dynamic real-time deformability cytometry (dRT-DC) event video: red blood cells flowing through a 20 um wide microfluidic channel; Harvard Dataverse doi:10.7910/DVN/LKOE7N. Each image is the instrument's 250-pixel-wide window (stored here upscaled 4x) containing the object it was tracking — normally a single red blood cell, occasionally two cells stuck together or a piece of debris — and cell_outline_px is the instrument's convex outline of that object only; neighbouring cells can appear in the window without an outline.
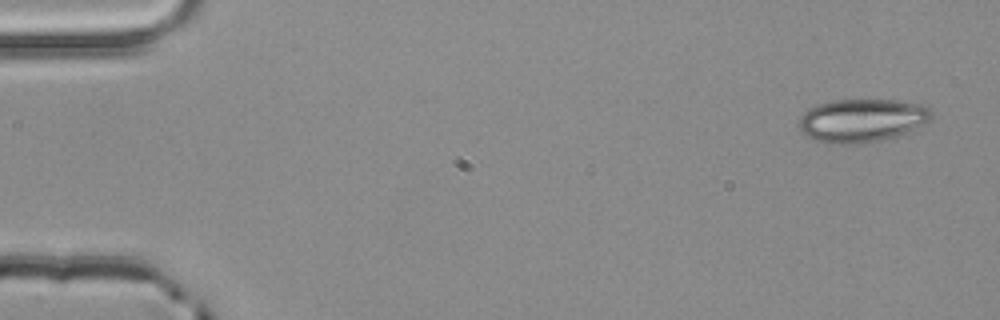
{"species": "common noctule bat (a hibernating species)", "species_latin": "Nyctalus noctula", "temperature_condition": "room temperature", "stored_images_in_passage": 4, "camera_frame_rate_fps": 3000, "um_per_image_px": 0.085, "animal": {"sex": "male", "body_mass_g": 20.4}, "frame": {"image": 1, "passage_image": 1, "time_ms": 0.0, "image_size_px": [1000, 320], "cell_outline_px": [[932, 116], [924, 124], [904, 132], [892, 136], [876, 140], [852, 144], [832, 144], [808, 136], [800, 128], [800, 116], [808, 108], [816, 104], [832, 100], [896, 100], [920, 104], [928, 108], [932, 112]], "centroid_in_image_um": [73.23, 10.2], "position_along_channel_um": 11.8, "area_um2": 32.71}}